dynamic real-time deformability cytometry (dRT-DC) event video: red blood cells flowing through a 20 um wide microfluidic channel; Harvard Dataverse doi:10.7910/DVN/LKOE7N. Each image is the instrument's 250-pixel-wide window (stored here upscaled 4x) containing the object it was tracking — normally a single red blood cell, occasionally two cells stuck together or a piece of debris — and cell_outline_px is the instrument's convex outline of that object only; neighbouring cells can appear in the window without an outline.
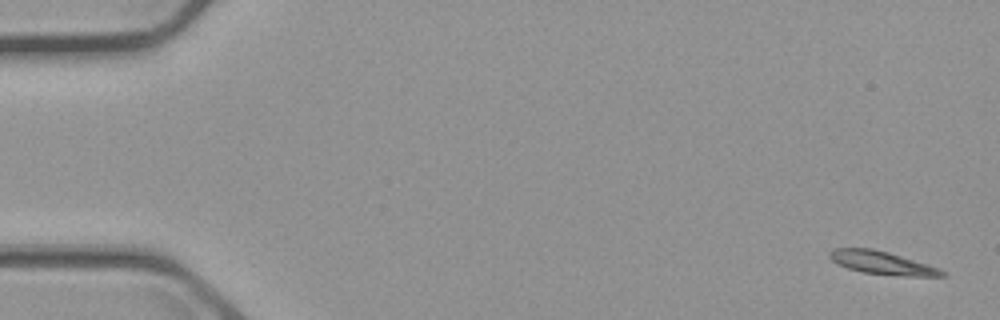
{"species": "common noctule bat (a hibernating species)", "species_latin": "Nyctalus noctula", "temperature_condition": "cold", "stored_images_in_passage": 4, "camera_frame_rate_fps": 3000, "um_per_image_px": 0.085, "animal": {"sex": "male", "body_mass_g": 23.1, "forearm_length_mm": 52.7}, "frame": {"image": 1, "passage_image": 1, "time_ms": 0.0, "image_size_px": [1000, 320], "cell_outline_px": [[948, 276], [908, 276], [864, 272], [848, 268], [836, 264], [828, 256], [828, 252], [832, 248], [872, 248], [888, 252], [928, 264], [940, 268], [948, 272]], "centroid_in_image_um": [74.99, 22.33], "position_along_channel_um": 10.0, "area_um2": 15.14}}
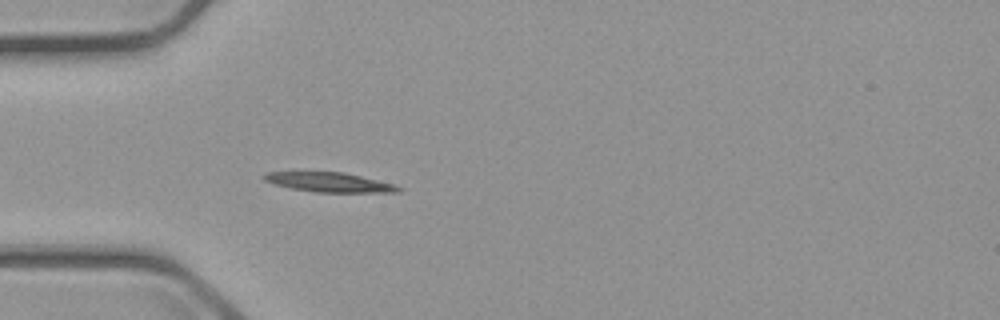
{"frame": {"image": 2, "passage_image": 4, "time_ms": 5.0, "image_size_px": [1000, 320], "cell_outline_px": [[404, 188], [400, 192], [316, 192], [292, 188], [276, 184], [264, 180], [260, 176], [264, 172], [344, 172], [396, 184]], "centroid_in_image_um": [28.04, 15.48], "position_along_channel_um": 57.0, "area_um2": 15.32}}